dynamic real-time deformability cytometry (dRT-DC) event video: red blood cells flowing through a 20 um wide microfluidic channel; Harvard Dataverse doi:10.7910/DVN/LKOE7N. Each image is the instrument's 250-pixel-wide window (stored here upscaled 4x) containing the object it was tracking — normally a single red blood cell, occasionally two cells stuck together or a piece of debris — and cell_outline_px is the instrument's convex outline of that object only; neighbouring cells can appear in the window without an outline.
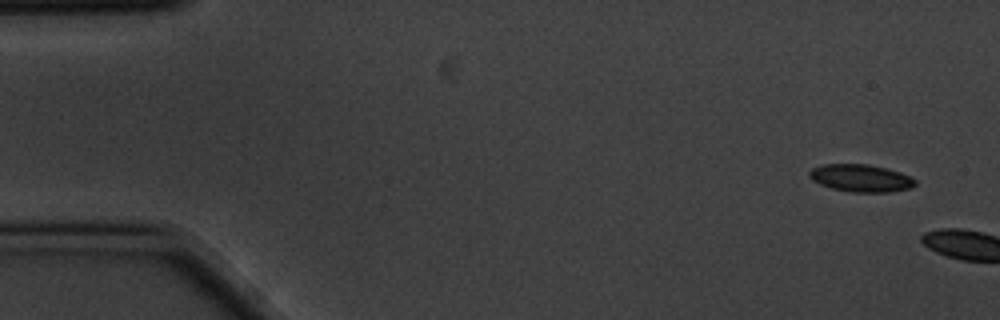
{"species": "common noctule bat (a hibernating species)", "species_latin": "Nyctalus noctula", "temperature_condition": "cold", "stored_images_in_passage": 2, "camera_frame_rate_fps": 3000, "um_per_image_px": 0.085, "animal": {"sex": "male", "body_mass_g": 20.1, "forearm_length_mm": 53.5}, "frame": {"image": 1, "passage_image": 1, "time_ms": 0.0, "image_size_px": [1000, 320], "cell_outline_px": [[916, 184], [912, 188], [888, 192], [852, 192], [832, 188], [820, 184], [812, 180], [808, 176], [808, 172], [812, 168], [824, 164], [868, 164], [888, 168], [900, 172], [916, 180]], "centroid_in_image_um": [73.17, 15.13], "position_along_channel_um": 11.8, "area_um2": 16.99}}